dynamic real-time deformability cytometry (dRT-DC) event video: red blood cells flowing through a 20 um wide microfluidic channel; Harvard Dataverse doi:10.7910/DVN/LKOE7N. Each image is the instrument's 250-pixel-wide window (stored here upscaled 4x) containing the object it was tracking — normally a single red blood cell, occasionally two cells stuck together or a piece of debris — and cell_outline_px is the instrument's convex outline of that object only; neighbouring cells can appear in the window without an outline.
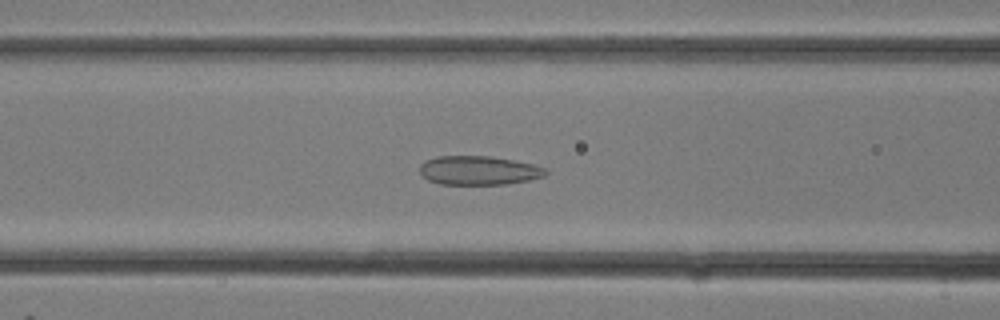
{"species": "common noctule bat (a hibernating species)", "species_latin": "Nyctalus noctula", "temperature_condition": "room temperature", "stored_images_in_passage": 20, "camera_frame_rate_fps": 3000, "um_per_image_px": 0.085, "animal": {"sex": "female"}, "frame": {"image": 1, "passage_image": 11, "time_ms": 3.333, "image_size_px": [1000, 320], "cell_outline_px": [[548, 172], [544, 176], [528, 180], [508, 184], [440, 184], [428, 180], [420, 172], [420, 164], [424, 160], [436, 156], [492, 156], [532, 164], [548, 168]], "centroid_in_image_um": [40.69, 14.48], "position_along_channel_um": 125.9, "area_um2": 21.33}}
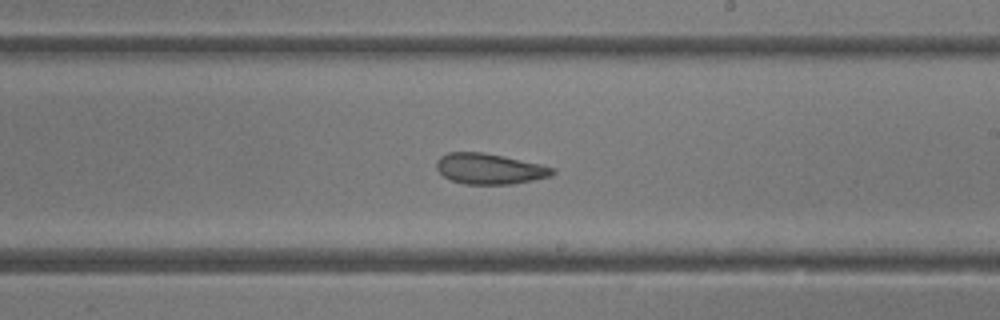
{"frame": {"image": 2, "passage_image": 16, "time_ms": 5.0, "image_size_px": [1000, 320], "cell_outline_px": [[556, 172], [552, 176], [512, 184], [464, 184], [452, 180], [444, 176], [436, 168], [436, 160], [440, 156], [448, 152], [484, 152], [540, 164], [556, 168]], "centroid_in_image_um": [41.61, 14.34], "position_along_channel_um": 247.4, "area_um2": 20.75}}
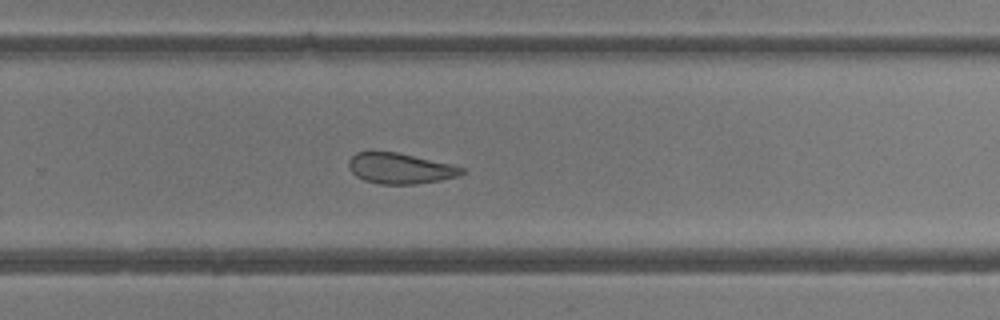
{"frame": {"image": 3, "passage_image": 18, "time_ms": 5.667, "image_size_px": [1000, 320], "cell_outline_px": [[464, 172], [456, 176], [440, 180], [416, 184], [380, 184], [364, 180], [356, 176], [352, 172], [348, 164], [348, 160], [356, 152], [396, 152], [452, 164], [464, 168]], "centroid_in_image_um": [33.99, 14.31], "position_along_channel_um": 295.8, "area_um2": 20.0}}